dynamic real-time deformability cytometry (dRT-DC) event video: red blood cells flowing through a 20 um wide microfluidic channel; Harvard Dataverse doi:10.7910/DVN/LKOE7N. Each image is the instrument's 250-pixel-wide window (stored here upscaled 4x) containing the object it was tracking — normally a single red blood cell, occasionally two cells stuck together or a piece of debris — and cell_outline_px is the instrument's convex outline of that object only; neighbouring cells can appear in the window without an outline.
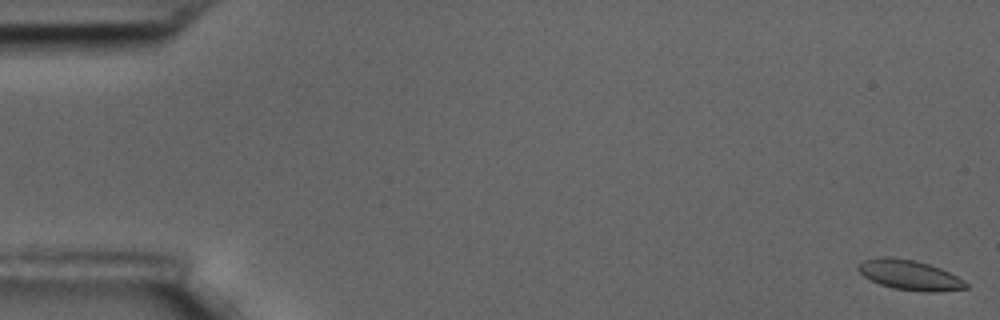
{"species": "common noctule bat (a hibernating species)", "species_latin": "Nyctalus noctula", "temperature_condition": "room temperature", "stored_images_in_passage": 59, "camera_frame_rate_fps": 3000, "um_per_image_px": 0.085, "animal": {"sex": "male", "body_mass_g": 17.5, "forearm_length_mm": 52.3}, "frame": {"image": 1, "passage_image": 1, "time_ms": 0.0, "image_size_px": [1000, 320], "cell_outline_px": [[968, 288], [936, 292], [924, 292], [892, 288], [880, 284], [864, 276], [856, 268], [864, 260], [880, 256], [892, 256], [916, 260], [940, 268], [964, 280], [968, 284]], "centroid_in_image_um": [77.32, 23.37], "position_along_channel_um": 7.7, "area_um2": 18.84}}
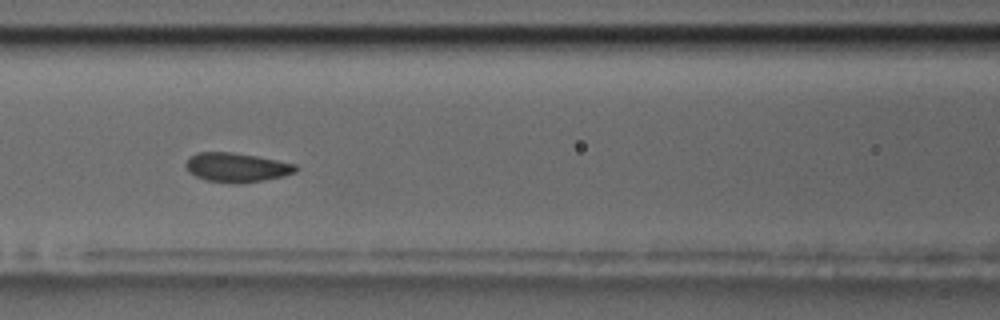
{"frame": {"image": 2, "passage_image": 26, "time_ms": 8.333, "image_size_px": [1000, 320], "cell_outline_px": [[300, 168], [296, 172], [284, 176], [264, 180], [240, 184], [236, 184], [208, 180], [196, 176], [188, 172], [184, 164], [196, 152], [232, 152], [256, 156], [296, 164]], "centroid_in_image_um": [20.14, 14.23], "position_along_channel_um": 146.5, "area_um2": 18.79}}
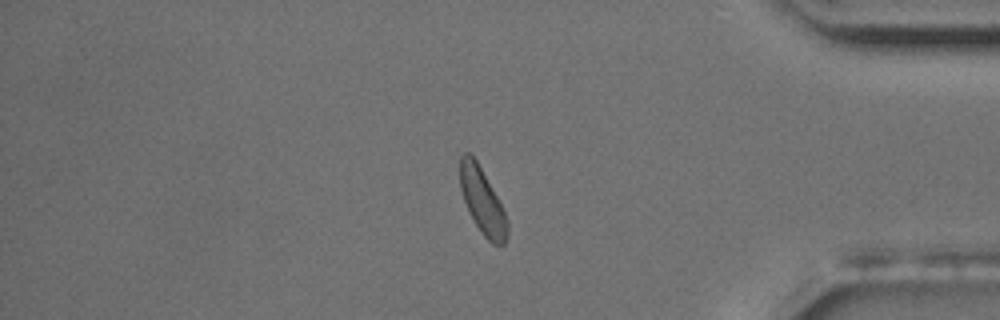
{"frame": {"image": 3, "passage_image": 50, "time_ms": 16.333, "image_size_px": [1000, 320], "cell_outline_px": [[508, 232], [504, 244], [492, 244], [484, 236], [468, 212], [460, 188], [460, 156], [464, 152], [468, 152], [476, 160], [504, 208], [508, 220]], "centroid_in_image_um": [41.01, 17.1], "position_along_channel_um": 394.2, "area_um2": 18.09}, "authors_computed_cell_mechanics": {"area_um2": 18.785, "velocity_mm_per_s": 3.4417, "shape_relaxation_time_tau1_ms": 4.4354, "shape_relaxation_time_tau2_ms": null, "deformation_change_tau1": 0.1387, "deformation_change_tau2": null}}